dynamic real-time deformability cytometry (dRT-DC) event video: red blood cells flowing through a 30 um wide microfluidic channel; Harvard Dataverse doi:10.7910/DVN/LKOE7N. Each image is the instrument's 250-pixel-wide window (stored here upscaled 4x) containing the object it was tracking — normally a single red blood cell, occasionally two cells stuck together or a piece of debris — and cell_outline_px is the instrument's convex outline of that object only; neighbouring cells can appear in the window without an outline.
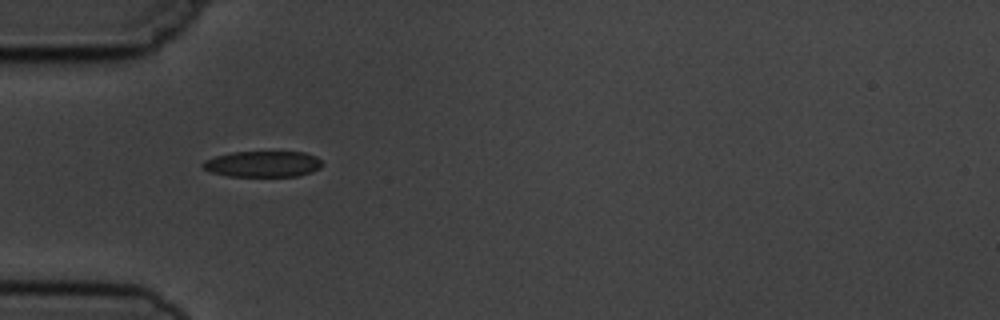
{"species": "common noctule bat (a hibernating species)", "species_latin": "Nyctalus noctula", "temperature_condition": "cold", "stored_images_in_passage": 3, "camera_frame_rate_fps": 3000, "um_per_image_px": 0.085, "animal": {"sex": "male", "body_mass_g": 19.5, "forearm_length_mm": 54.6}, "frame": {"image": 1, "passage_image": 2, "time_ms": 1.333, "image_size_px": [1000, 320], "cell_outline_px": [[324, 164], [320, 168], [312, 172], [296, 176], [228, 176], [212, 172], [204, 168], [200, 164], [204, 160], [216, 156], [232, 152], [304, 152], [316, 156]], "centroid_in_image_um": [22.36, 13.94], "position_along_channel_um": 62.6, "area_um2": 18.09}}
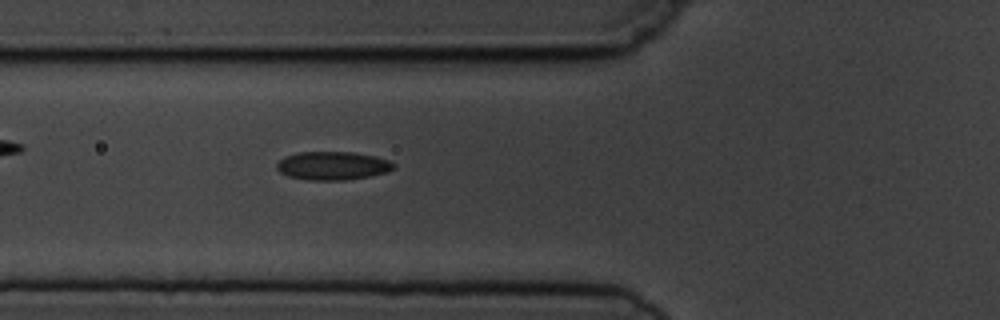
{"frame": {"image": 2, "passage_image": 3, "time_ms": 2.333, "image_size_px": [1000, 320], "cell_outline_px": [[396, 168], [388, 172], [368, 176], [344, 180], [308, 180], [288, 176], [280, 172], [276, 168], [276, 164], [284, 156], [296, 152], [356, 152], [376, 156], [388, 160], [396, 164]], "centroid_in_image_um": [28.29, 14.08], "position_along_channel_um": 97.5, "area_um2": 19.54}}